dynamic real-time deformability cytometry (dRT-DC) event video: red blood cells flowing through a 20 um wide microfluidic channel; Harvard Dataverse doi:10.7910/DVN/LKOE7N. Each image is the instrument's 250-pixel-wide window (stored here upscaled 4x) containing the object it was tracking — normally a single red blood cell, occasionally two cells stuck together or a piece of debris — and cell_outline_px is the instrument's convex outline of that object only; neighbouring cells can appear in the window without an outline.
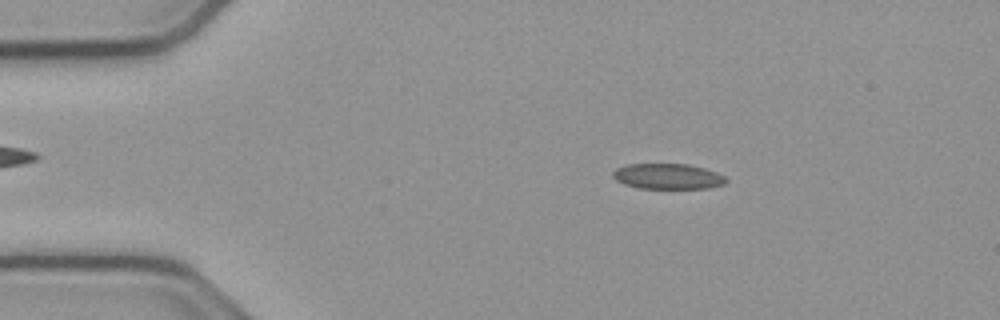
{"species": "common noctule bat (a hibernating species)", "species_latin": "Nyctalus noctula", "temperature_condition": "cold", "stored_images_in_passage": 47, "camera_frame_rate_fps": 3000, "um_per_image_px": 0.085, "animal": {"sex": "male", "body_mass_g": 23.1, "forearm_length_mm": 52.7}, "frame": {"image": 1, "passage_image": 3, "time_ms": 0.667, "image_size_px": [1000, 320], "cell_outline_px": [[728, 180], [724, 184], [708, 188], [636, 188], [624, 184], [616, 180], [612, 176], [612, 172], [616, 168], [628, 164], [688, 164], [704, 168], [716, 172], [724, 176]], "centroid_in_image_um": [56.74, 14.99], "position_along_channel_um": 28.3, "area_um2": 16.82}}
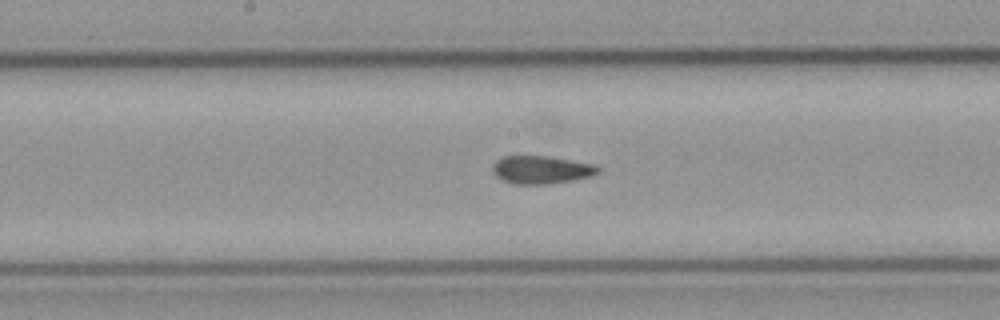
{"frame": {"image": 2, "passage_image": 21, "time_ms": 6.667, "image_size_px": [1000, 320], "cell_outline_px": [[600, 172], [592, 176], [572, 180], [544, 184], [512, 184], [496, 176], [492, 172], [492, 164], [496, 160], [504, 156], [548, 156], [596, 164], [600, 168]], "centroid_in_image_um": [46.02, 14.42], "position_along_channel_um": 202.2, "area_um2": 17.28}}
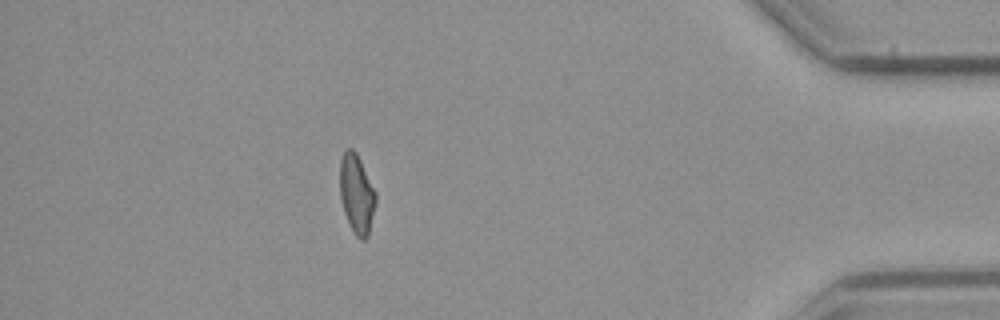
{"frame": {"image": 3, "passage_image": 41, "time_ms": 13.333, "image_size_px": [1000, 320], "cell_outline_px": [[376, 200], [368, 236], [364, 240], [360, 240], [356, 236], [344, 212], [340, 200], [340, 160], [344, 152], [348, 148], [352, 148], [356, 152], [376, 192]], "centroid_in_image_um": [30.31, 16.48], "position_along_channel_um": 404.9, "area_um2": 16.36}, "authors_computed_cell_mechanics": {"area_um2": 16.9932, "velocity_mm_per_s": 3.8175, "shape_relaxation_time_tau1_ms": null, "shape_relaxation_time_tau2_ms": 2.241, "deformation_change_tau1": null, "deformation_change_tau2": 0.0872}}